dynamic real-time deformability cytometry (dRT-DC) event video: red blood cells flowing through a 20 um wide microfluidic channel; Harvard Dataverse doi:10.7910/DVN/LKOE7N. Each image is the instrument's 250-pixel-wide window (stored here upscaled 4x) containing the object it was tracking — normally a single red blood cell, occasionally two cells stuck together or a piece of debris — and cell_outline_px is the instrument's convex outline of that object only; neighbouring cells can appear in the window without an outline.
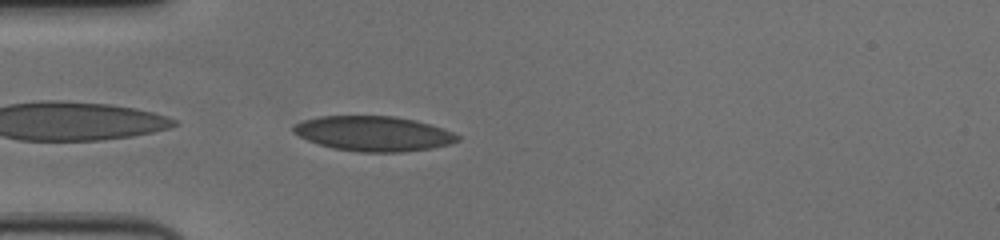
{"species": "human", "species_latin": "Homo sapiens", "temperature_condition": "cold", "stored_images_in_passage": 41, "camera_frame_rate_fps": 3000, "um_per_image_px": 0.085, "donor": {"sex": "female"}, "frame": {"image": 1, "passage_image": 1, "time_ms": 0.0, "image_size_px": [1000, 240], "cell_outline_px": [[460, 140], [448, 144], [432, 148], [400, 152], [360, 152], [332, 148], [308, 140], [292, 132], [292, 124], [304, 120], [320, 116], [396, 116], [416, 120], [452, 132], [460, 136]], "centroid_in_image_um": [31.72, 11.35], "position_along_channel_um": 53.3, "area_um2": 33.35}}
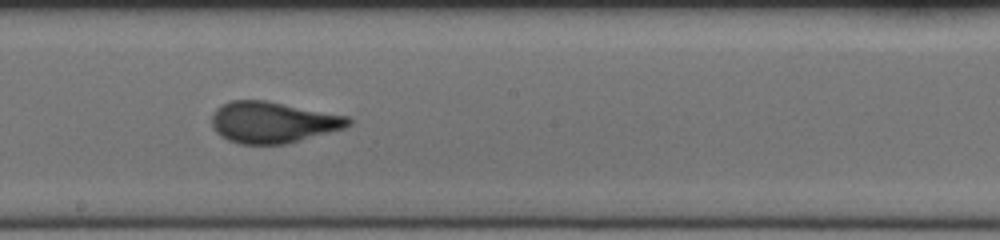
{"frame": {"image": 2, "passage_image": 16, "time_ms": 5.0, "image_size_px": [1000, 240], "cell_outline_px": [[352, 124], [344, 128], [300, 140], [284, 144], [240, 144], [228, 140], [220, 136], [212, 128], [212, 112], [216, 108], [232, 100], [264, 100], [348, 116], [352, 120]], "centroid_in_image_um": [23.16, 10.4], "position_along_channel_um": 225.0, "area_um2": 32.71}}
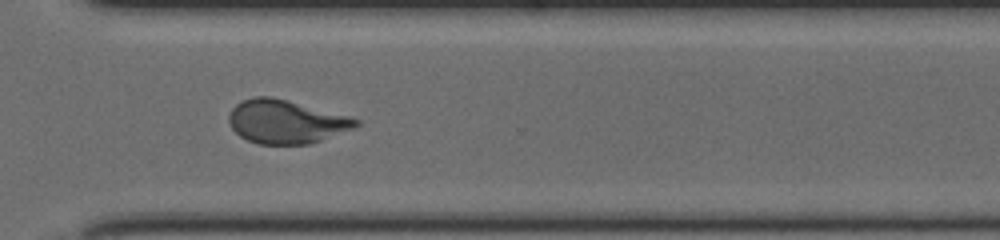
{"frame": {"image": 3, "passage_image": 26, "time_ms": 8.333, "image_size_px": [1000, 240], "cell_outline_px": [[360, 124], [352, 128], [312, 144], [256, 144], [240, 136], [232, 128], [228, 120], [228, 116], [232, 108], [240, 100], [252, 96], [272, 96], [348, 116], [360, 120]], "centroid_in_image_um": [24.27, 10.34], "position_along_channel_um": 346.3, "area_um2": 32.19}, "authors_computed_cell_mechanics": {"area_um2": 32.946, "velocity_mm_per_s": 3.6306, "shape_relaxation_time_tau1_ms": 6.6421, "shape_relaxation_time_tau2_ms": null, "deformation_change_tau1": 0.1796, "deformation_change_tau2": null}}